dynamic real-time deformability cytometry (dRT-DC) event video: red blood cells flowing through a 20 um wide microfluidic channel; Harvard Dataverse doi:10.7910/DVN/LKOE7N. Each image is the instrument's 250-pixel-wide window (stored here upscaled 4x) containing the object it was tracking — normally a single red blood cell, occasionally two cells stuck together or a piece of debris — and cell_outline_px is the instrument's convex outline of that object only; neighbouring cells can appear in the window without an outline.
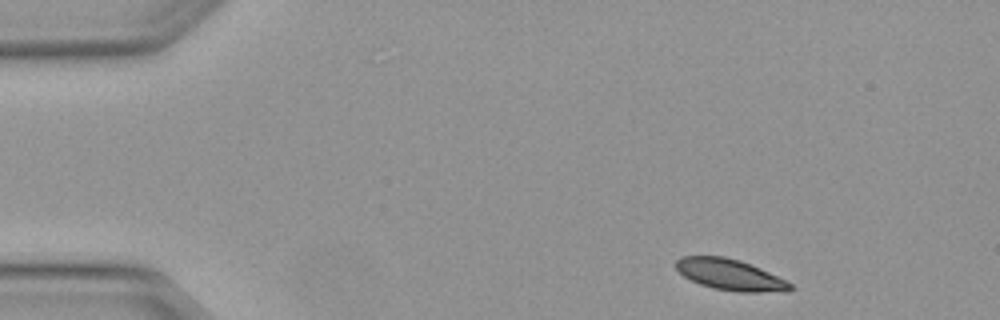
{"species": "Egyptian fruit bat (a non-hibernating species)", "species_latin": "Rousettus aegyptiacus", "temperature_condition": "warm", "stored_images_in_passage": 4, "camera_frame_rate_fps": 3000, "um_per_image_px": 0.085, "animal": {"sex": "female"}, "frame": {"image": 1, "passage_image": 1, "time_ms": 0.0, "image_size_px": [1000, 320], "cell_outline_px": [[796, 288], [788, 292], [736, 292], [712, 288], [700, 284], [684, 276], [676, 268], [676, 260], [680, 256], [724, 256], [740, 260], [760, 268], [788, 280]], "centroid_in_image_um": [62.13, 23.36], "position_along_channel_um": 22.9, "area_um2": 20.98}}
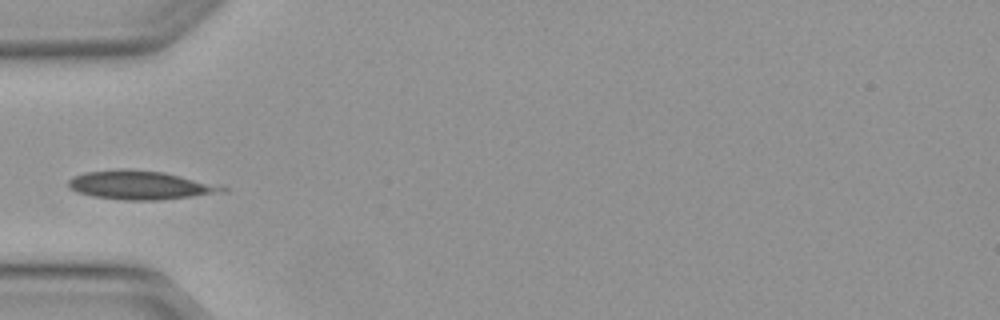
{"frame": {"image": 2, "passage_image": 4, "time_ms": 1.0, "image_size_px": [1000, 320], "cell_outline_px": [[228, 192], [160, 200], [124, 200], [92, 196], [76, 192], [68, 184], [68, 180], [72, 176], [84, 172], [164, 172], [228, 188]], "centroid_in_image_um": [11.94, 15.79], "position_along_channel_um": 73.1, "area_um2": 24.51}}